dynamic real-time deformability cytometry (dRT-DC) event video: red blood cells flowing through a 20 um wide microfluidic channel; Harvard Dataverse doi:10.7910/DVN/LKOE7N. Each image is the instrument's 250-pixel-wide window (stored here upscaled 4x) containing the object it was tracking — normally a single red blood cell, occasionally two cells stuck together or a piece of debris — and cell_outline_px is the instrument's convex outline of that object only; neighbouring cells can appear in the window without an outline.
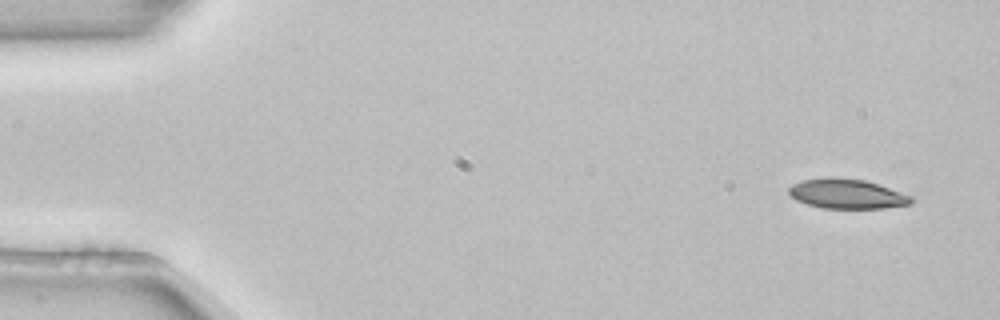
{"species": "common noctule bat (a hibernating species)", "species_latin": "Nyctalus noctula", "temperature_condition": "room temperature", "stored_images_in_passage": 3, "camera_frame_rate_fps": 3000, "um_per_image_px": 0.085, "animal": {"sex": "female", "body_mass_g": 22.7, "forearm_length_mm": 54.2}, "frame": {"image": 1, "passage_image": 1, "time_ms": 0.0, "image_size_px": [1000, 320], "cell_outline_px": [[916, 200], [912, 204], [884, 208], [824, 208], [808, 204], [796, 200], [788, 192], [788, 188], [792, 184], [800, 180], [828, 176], [832, 176], [864, 180], [912, 196]], "centroid_in_image_um": [71.97, 16.47], "position_along_channel_um": 13.0, "area_um2": 21.27}}